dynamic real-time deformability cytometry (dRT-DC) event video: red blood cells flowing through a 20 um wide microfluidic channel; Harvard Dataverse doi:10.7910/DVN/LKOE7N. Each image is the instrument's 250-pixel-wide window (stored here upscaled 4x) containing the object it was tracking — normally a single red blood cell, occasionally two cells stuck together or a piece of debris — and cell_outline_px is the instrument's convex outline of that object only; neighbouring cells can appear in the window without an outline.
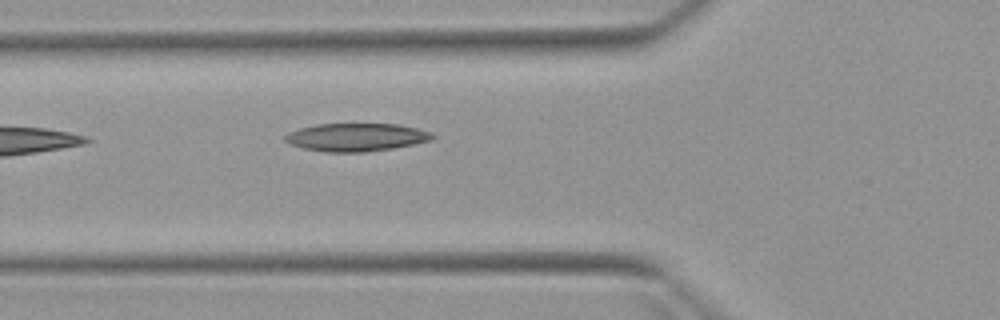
{"species": "Egyptian fruit bat (a non-hibernating species)", "species_latin": "Rousettus aegyptiacus", "temperature_condition": "warm", "stored_images_in_passage": 2, "camera_frame_rate_fps": 3000, "um_per_image_px": 0.085, "animal": {"sex": "female"}, "frame": {"image": 1, "passage_image": 2, "time_ms": 1.333, "image_size_px": [1000, 320], "cell_outline_px": [[436, 136], [432, 140], [392, 148], [364, 152], [324, 152], [304, 148], [288, 144], [284, 140], [284, 136], [288, 132], [300, 128], [320, 124], [400, 124], [416, 128], [428, 132]], "centroid_in_image_um": [30.24, 11.66], "position_along_channel_um": 95.6, "area_um2": 23.93}}